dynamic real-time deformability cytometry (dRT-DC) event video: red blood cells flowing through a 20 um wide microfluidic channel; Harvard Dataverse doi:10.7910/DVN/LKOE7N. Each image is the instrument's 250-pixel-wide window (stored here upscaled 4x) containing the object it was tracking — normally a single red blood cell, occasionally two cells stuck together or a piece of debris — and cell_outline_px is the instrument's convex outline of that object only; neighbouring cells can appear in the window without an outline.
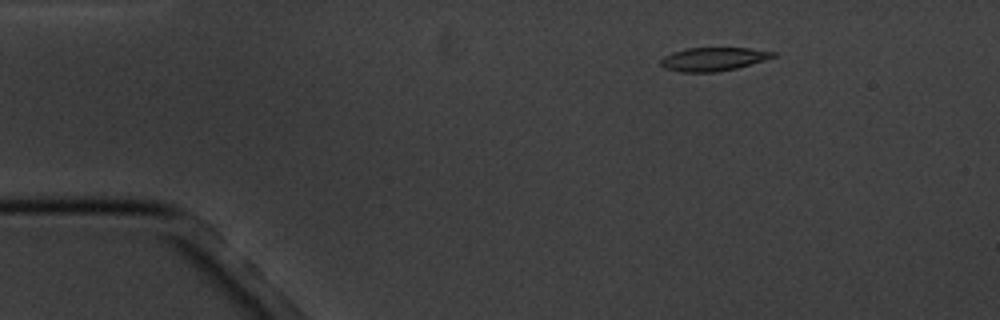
{"species": "common noctule bat (a hibernating species)", "species_latin": "Nyctalus noctula", "temperature_condition": "cold", "stored_images_in_passage": 4, "camera_frame_rate_fps": 3000, "um_per_image_px": 0.085, "animal": {"sex": "male", "body_mass_g": 20.1, "forearm_length_mm": 53.5}, "frame": {"image": 1, "passage_image": 2, "time_ms": 1.0, "image_size_px": [1000, 320], "cell_outline_px": [[776, 56], [764, 60], [736, 68], [716, 72], [680, 72], [664, 68], [660, 64], [660, 60], [664, 56], [672, 52], [684, 48], [748, 48], [776, 52]], "centroid_in_image_um": [60.59, 5.02], "position_along_channel_um": 24.4, "area_um2": 15.37}}
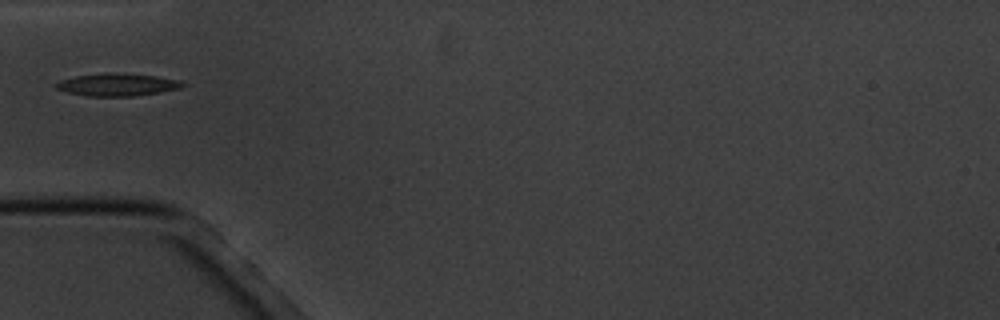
{"frame": {"image": 2, "passage_image": 4, "time_ms": 4.333, "image_size_px": [1000, 320], "cell_outline_px": [[184, 84], [180, 88], [160, 92], [132, 96], [88, 96], [68, 92], [56, 88], [52, 84], [60, 80], [76, 76], [104, 72], [124, 72], [156, 76], [180, 80]], "centroid_in_image_um": [9.94, 7.18], "position_along_channel_um": 75.1, "area_um2": 16.76}}